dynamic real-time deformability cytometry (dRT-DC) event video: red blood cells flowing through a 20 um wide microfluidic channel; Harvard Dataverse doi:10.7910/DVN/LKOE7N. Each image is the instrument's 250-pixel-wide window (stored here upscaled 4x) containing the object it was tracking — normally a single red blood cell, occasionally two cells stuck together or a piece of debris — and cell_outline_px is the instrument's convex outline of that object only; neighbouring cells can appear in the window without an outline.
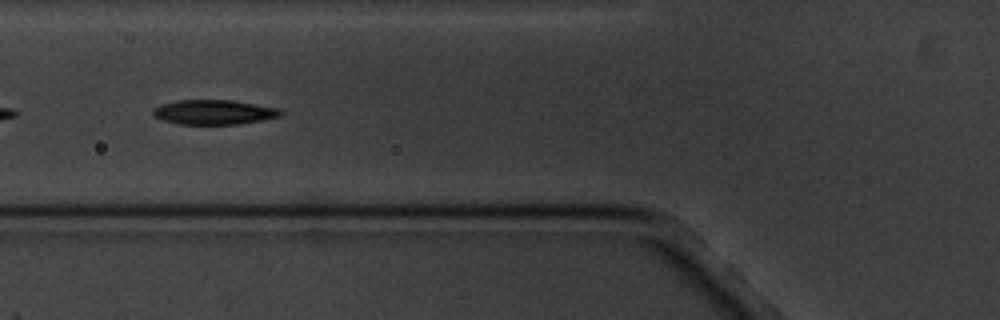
{"species": "common noctule bat (a hibernating species)", "species_latin": "Nyctalus noctula", "temperature_condition": "cold", "stored_images_in_passage": 9, "camera_frame_rate_fps": 3000, "um_per_image_px": 0.085, "animal": {"sex": "male", "body_mass_g": 20.1, "forearm_length_mm": 53.5}, "frame": {"image": 1, "passage_image": 6, "time_ms": 6.0, "image_size_px": [1000, 320], "cell_outline_px": [[284, 112], [280, 116], [240, 124], [180, 124], [164, 120], [156, 116], [152, 112], [152, 108], [160, 104], [180, 100], [232, 100], [280, 108]], "centroid_in_image_um": [18.2, 9.52], "position_along_channel_um": 107.6, "area_um2": 18.26}}
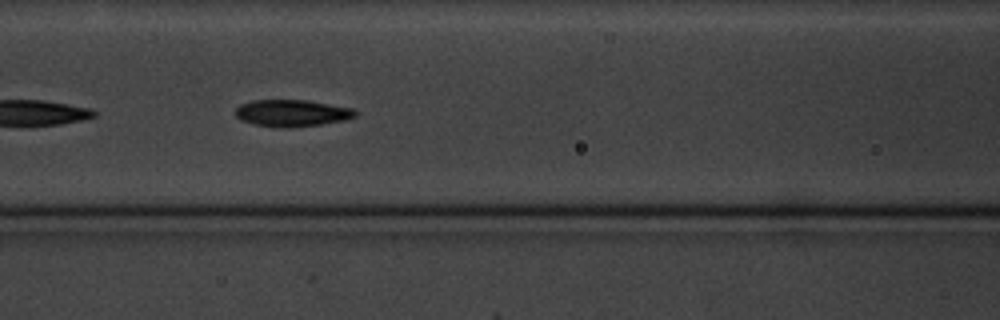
{"frame": {"image": 2, "passage_image": 7, "time_ms": 7.0, "image_size_px": [1000, 320], "cell_outline_px": [[360, 112], [356, 116], [344, 120], [320, 124], [292, 128], [272, 128], [252, 124], [240, 120], [236, 116], [236, 108], [240, 104], [252, 100], [308, 100], [352, 108]], "centroid_in_image_um": [24.8, 9.62], "position_along_channel_um": 141.8, "area_um2": 19.07}}
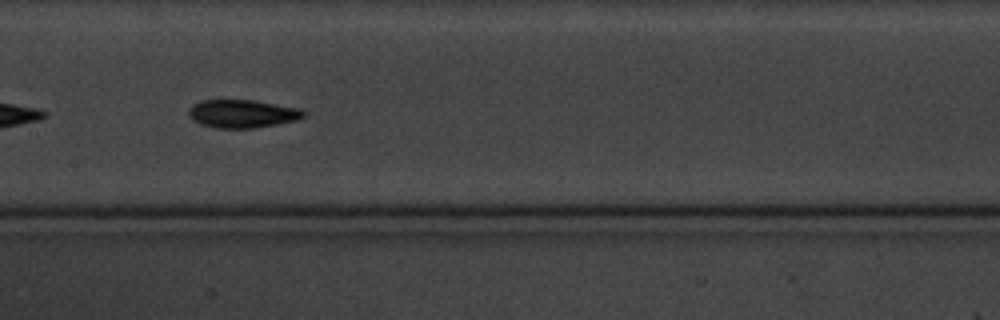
{"frame": {"image": 3, "passage_image": 8, "time_ms": 8.333, "image_size_px": [1000, 320], "cell_outline_px": [[304, 116], [296, 120], [276, 124], [252, 128], [216, 128], [200, 124], [192, 120], [188, 116], [188, 108], [192, 104], [200, 100], [252, 100], [300, 108], [304, 112]], "centroid_in_image_um": [20.53, 9.66], "position_along_channel_um": 186.9, "area_um2": 18.84}}